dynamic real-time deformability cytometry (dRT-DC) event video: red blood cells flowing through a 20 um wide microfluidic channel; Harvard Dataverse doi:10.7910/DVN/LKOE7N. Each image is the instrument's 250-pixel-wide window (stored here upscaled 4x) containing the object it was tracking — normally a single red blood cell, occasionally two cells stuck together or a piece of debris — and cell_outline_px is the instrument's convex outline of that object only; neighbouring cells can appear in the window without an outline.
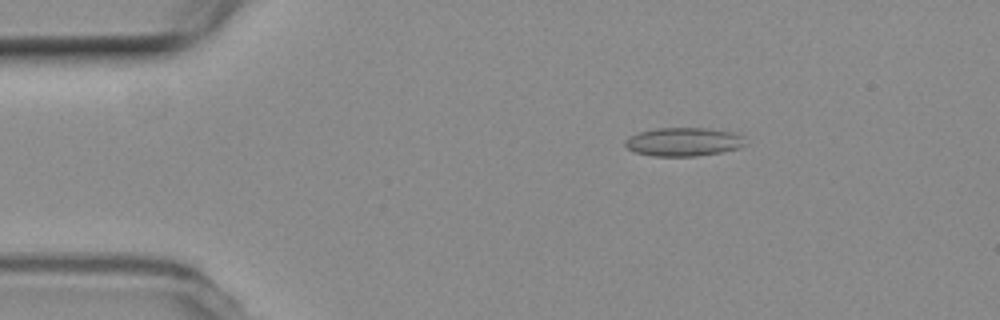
{"species": "common noctule bat (a hibernating species)", "species_latin": "Nyctalus noctula", "temperature_condition": "room temperature", "stored_images_in_passage": 5, "camera_frame_rate_fps": 3000, "um_per_image_px": 0.085, "animal": {"sex": "female", "body_mass_g": 19.3, "forearm_length_mm": 54.1}, "frame": {"image": 1, "passage_image": 2, "time_ms": 1.667, "image_size_px": [1000, 320], "cell_outline_px": [[748, 144], [740, 148], [724, 152], [696, 156], [652, 156], [636, 152], [628, 148], [624, 144], [624, 140], [628, 136], [640, 132], [656, 128], [712, 128], [740, 132]], "centroid_in_image_um": [58.19, 12.05], "position_along_channel_um": 26.8, "area_um2": 20.52}}